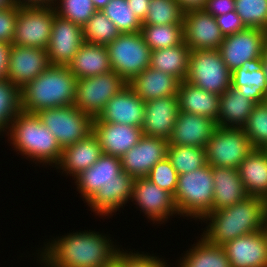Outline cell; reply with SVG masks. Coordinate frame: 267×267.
Instances as JSON below:
<instances>
[{"label":"cell","mask_w":267,"mask_h":267,"mask_svg":"<svg viewBox=\"0 0 267 267\" xmlns=\"http://www.w3.org/2000/svg\"><path fill=\"white\" fill-rule=\"evenodd\" d=\"M73 180L83 201L99 217L113 216L132 198L134 178L122 171L121 159L117 156L102 154Z\"/></svg>","instance_id":"6da1fadb"},{"label":"cell","mask_w":267,"mask_h":267,"mask_svg":"<svg viewBox=\"0 0 267 267\" xmlns=\"http://www.w3.org/2000/svg\"><path fill=\"white\" fill-rule=\"evenodd\" d=\"M110 238L91 230L64 234L44 244L37 261L44 267H111L120 247Z\"/></svg>","instance_id":"7a4b0ae2"},{"label":"cell","mask_w":267,"mask_h":267,"mask_svg":"<svg viewBox=\"0 0 267 267\" xmlns=\"http://www.w3.org/2000/svg\"><path fill=\"white\" fill-rule=\"evenodd\" d=\"M265 216L266 200L248 196L206 215L202 221L208 225L201 236L211 244L222 246L237 237L261 231Z\"/></svg>","instance_id":"3957f363"},{"label":"cell","mask_w":267,"mask_h":267,"mask_svg":"<svg viewBox=\"0 0 267 267\" xmlns=\"http://www.w3.org/2000/svg\"><path fill=\"white\" fill-rule=\"evenodd\" d=\"M77 79L68 66L50 65L20 89L21 111L36 114L41 110L74 105Z\"/></svg>","instance_id":"277c9868"},{"label":"cell","mask_w":267,"mask_h":267,"mask_svg":"<svg viewBox=\"0 0 267 267\" xmlns=\"http://www.w3.org/2000/svg\"><path fill=\"white\" fill-rule=\"evenodd\" d=\"M3 134L8 136L13 150L19 151L17 154L35 164L54 167L60 160L62 148L36 114L18 112Z\"/></svg>","instance_id":"5b68a950"},{"label":"cell","mask_w":267,"mask_h":267,"mask_svg":"<svg viewBox=\"0 0 267 267\" xmlns=\"http://www.w3.org/2000/svg\"><path fill=\"white\" fill-rule=\"evenodd\" d=\"M212 166L206 164L200 169L178 175L173 200L178 214L202 220L212 212L214 187Z\"/></svg>","instance_id":"8992f818"},{"label":"cell","mask_w":267,"mask_h":267,"mask_svg":"<svg viewBox=\"0 0 267 267\" xmlns=\"http://www.w3.org/2000/svg\"><path fill=\"white\" fill-rule=\"evenodd\" d=\"M106 47L111 69L127 83L150 67L151 50L141 32L121 33Z\"/></svg>","instance_id":"52a82bcc"},{"label":"cell","mask_w":267,"mask_h":267,"mask_svg":"<svg viewBox=\"0 0 267 267\" xmlns=\"http://www.w3.org/2000/svg\"><path fill=\"white\" fill-rule=\"evenodd\" d=\"M185 81L205 91L222 95L231 86V72L218 49L193 50Z\"/></svg>","instance_id":"ba28073f"},{"label":"cell","mask_w":267,"mask_h":267,"mask_svg":"<svg viewBox=\"0 0 267 267\" xmlns=\"http://www.w3.org/2000/svg\"><path fill=\"white\" fill-rule=\"evenodd\" d=\"M55 15L53 6L19 5L12 44L46 49Z\"/></svg>","instance_id":"9c48e42d"},{"label":"cell","mask_w":267,"mask_h":267,"mask_svg":"<svg viewBox=\"0 0 267 267\" xmlns=\"http://www.w3.org/2000/svg\"><path fill=\"white\" fill-rule=\"evenodd\" d=\"M36 115L63 149L92 133L93 119L74 105L41 110Z\"/></svg>","instance_id":"30bf717a"},{"label":"cell","mask_w":267,"mask_h":267,"mask_svg":"<svg viewBox=\"0 0 267 267\" xmlns=\"http://www.w3.org/2000/svg\"><path fill=\"white\" fill-rule=\"evenodd\" d=\"M205 149L208 165L238 169L254 148L243 128L217 126Z\"/></svg>","instance_id":"8fae6325"},{"label":"cell","mask_w":267,"mask_h":267,"mask_svg":"<svg viewBox=\"0 0 267 267\" xmlns=\"http://www.w3.org/2000/svg\"><path fill=\"white\" fill-rule=\"evenodd\" d=\"M126 85L127 82L113 70L77 79L74 106L92 119L97 118L107 102Z\"/></svg>","instance_id":"7c38bea8"},{"label":"cell","mask_w":267,"mask_h":267,"mask_svg":"<svg viewBox=\"0 0 267 267\" xmlns=\"http://www.w3.org/2000/svg\"><path fill=\"white\" fill-rule=\"evenodd\" d=\"M266 37L267 31L247 27L235 34L224 36L218 50L230 72L259 63Z\"/></svg>","instance_id":"4fadbf2b"},{"label":"cell","mask_w":267,"mask_h":267,"mask_svg":"<svg viewBox=\"0 0 267 267\" xmlns=\"http://www.w3.org/2000/svg\"><path fill=\"white\" fill-rule=\"evenodd\" d=\"M131 202L139 206L137 208H140L153 224H163L170 216L179 215L173 196L147 177L134 179Z\"/></svg>","instance_id":"5bb4252c"},{"label":"cell","mask_w":267,"mask_h":267,"mask_svg":"<svg viewBox=\"0 0 267 267\" xmlns=\"http://www.w3.org/2000/svg\"><path fill=\"white\" fill-rule=\"evenodd\" d=\"M50 65L46 49L11 44L6 79L21 89Z\"/></svg>","instance_id":"9a60e30c"},{"label":"cell","mask_w":267,"mask_h":267,"mask_svg":"<svg viewBox=\"0 0 267 267\" xmlns=\"http://www.w3.org/2000/svg\"><path fill=\"white\" fill-rule=\"evenodd\" d=\"M84 42L83 28L56 14L46 48L50 64L68 66Z\"/></svg>","instance_id":"2e32d148"},{"label":"cell","mask_w":267,"mask_h":267,"mask_svg":"<svg viewBox=\"0 0 267 267\" xmlns=\"http://www.w3.org/2000/svg\"><path fill=\"white\" fill-rule=\"evenodd\" d=\"M183 34L184 42L191 51L219 49L224 40L215 17L203 9L185 12Z\"/></svg>","instance_id":"e0dca14e"},{"label":"cell","mask_w":267,"mask_h":267,"mask_svg":"<svg viewBox=\"0 0 267 267\" xmlns=\"http://www.w3.org/2000/svg\"><path fill=\"white\" fill-rule=\"evenodd\" d=\"M168 140L143 135L120 159L122 171L135 178L147 177L152 167L167 156Z\"/></svg>","instance_id":"ac0fdd59"},{"label":"cell","mask_w":267,"mask_h":267,"mask_svg":"<svg viewBox=\"0 0 267 267\" xmlns=\"http://www.w3.org/2000/svg\"><path fill=\"white\" fill-rule=\"evenodd\" d=\"M145 102L126 85L115 94L92 123H115L142 127L144 122Z\"/></svg>","instance_id":"d6986e66"},{"label":"cell","mask_w":267,"mask_h":267,"mask_svg":"<svg viewBox=\"0 0 267 267\" xmlns=\"http://www.w3.org/2000/svg\"><path fill=\"white\" fill-rule=\"evenodd\" d=\"M179 113L177 95L165 96L145 102L142 133L148 137L168 140Z\"/></svg>","instance_id":"ffe728a7"},{"label":"cell","mask_w":267,"mask_h":267,"mask_svg":"<svg viewBox=\"0 0 267 267\" xmlns=\"http://www.w3.org/2000/svg\"><path fill=\"white\" fill-rule=\"evenodd\" d=\"M231 267H267V240L263 230L222 245Z\"/></svg>","instance_id":"44dd1931"},{"label":"cell","mask_w":267,"mask_h":267,"mask_svg":"<svg viewBox=\"0 0 267 267\" xmlns=\"http://www.w3.org/2000/svg\"><path fill=\"white\" fill-rule=\"evenodd\" d=\"M217 123L211 118L179 112L168 145L206 147Z\"/></svg>","instance_id":"7402d4cb"},{"label":"cell","mask_w":267,"mask_h":267,"mask_svg":"<svg viewBox=\"0 0 267 267\" xmlns=\"http://www.w3.org/2000/svg\"><path fill=\"white\" fill-rule=\"evenodd\" d=\"M92 133L103 154L120 158L143 136L140 127L115 123H92Z\"/></svg>","instance_id":"603a6c76"},{"label":"cell","mask_w":267,"mask_h":267,"mask_svg":"<svg viewBox=\"0 0 267 267\" xmlns=\"http://www.w3.org/2000/svg\"><path fill=\"white\" fill-rule=\"evenodd\" d=\"M102 154L97 138L91 133L85 139L63 148L60 160L54 167L74 178L96 163Z\"/></svg>","instance_id":"cb8c5ba5"},{"label":"cell","mask_w":267,"mask_h":267,"mask_svg":"<svg viewBox=\"0 0 267 267\" xmlns=\"http://www.w3.org/2000/svg\"><path fill=\"white\" fill-rule=\"evenodd\" d=\"M180 80L151 67L133 77L127 85L136 95L147 102L165 96L177 95Z\"/></svg>","instance_id":"d4e9b609"},{"label":"cell","mask_w":267,"mask_h":267,"mask_svg":"<svg viewBox=\"0 0 267 267\" xmlns=\"http://www.w3.org/2000/svg\"><path fill=\"white\" fill-rule=\"evenodd\" d=\"M179 112L211 118L218 126L220 95L181 81L177 92Z\"/></svg>","instance_id":"484cf974"},{"label":"cell","mask_w":267,"mask_h":267,"mask_svg":"<svg viewBox=\"0 0 267 267\" xmlns=\"http://www.w3.org/2000/svg\"><path fill=\"white\" fill-rule=\"evenodd\" d=\"M248 196L267 199V150L253 149L238 167Z\"/></svg>","instance_id":"4316f807"},{"label":"cell","mask_w":267,"mask_h":267,"mask_svg":"<svg viewBox=\"0 0 267 267\" xmlns=\"http://www.w3.org/2000/svg\"><path fill=\"white\" fill-rule=\"evenodd\" d=\"M214 199L212 211L243 201L248 194L241 182L238 169L212 167Z\"/></svg>","instance_id":"83f0119b"},{"label":"cell","mask_w":267,"mask_h":267,"mask_svg":"<svg viewBox=\"0 0 267 267\" xmlns=\"http://www.w3.org/2000/svg\"><path fill=\"white\" fill-rule=\"evenodd\" d=\"M68 68L76 79L93 77L111 71L107 47L84 42L68 64Z\"/></svg>","instance_id":"f1b7e54d"},{"label":"cell","mask_w":267,"mask_h":267,"mask_svg":"<svg viewBox=\"0 0 267 267\" xmlns=\"http://www.w3.org/2000/svg\"><path fill=\"white\" fill-rule=\"evenodd\" d=\"M256 104L237 88L230 86L219 101L218 126L242 128Z\"/></svg>","instance_id":"f546056e"},{"label":"cell","mask_w":267,"mask_h":267,"mask_svg":"<svg viewBox=\"0 0 267 267\" xmlns=\"http://www.w3.org/2000/svg\"><path fill=\"white\" fill-rule=\"evenodd\" d=\"M190 53L184 41L176 46L152 50L150 67L184 81L189 71Z\"/></svg>","instance_id":"4dcf8cb0"},{"label":"cell","mask_w":267,"mask_h":267,"mask_svg":"<svg viewBox=\"0 0 267 267\" xmlns=\"http://www.w3.org/2000/svg\"><path fill=\"white\" fill-rule=\"evenodd\" d=\"M231 86L256 105L264 103L267 97V81L261 63L240 67L231 72Z\"/></svg>","instance_id":"1f68e13d"},{"label":"cell","mask_w":267,"mask_h":267,"mask_svg":"<svg viewBox=\"0 0 267 267\" xmlns=\"http://www.w3.org/2000/svg\"><path fill=\"white\" fill-rule=\"evenodd\" d=\"M191 245L180 261L178 267H231V263L222 246L207 242L202 236Z\"/></svg>","instance_id":"d6a6232c"},{"label":"cell","mask_w":267,"mask_h":267,"mask_svg":"<svg viewBox=\"0 0 267 267\" xmlns=\"http://www.w3.org/2000/svg\"><path fill=\"white\" fill-rule=\"evenodd\" d=\"M167 158L178 175L200 169L207 164L204 147L168 145Z\"/></svg>","instance_id":"836d02e7"},{"label":"cell","mask_w":267,"mask_h":267,"mask_svg":"<svg viewBox=\"0 0 267 267\" xmlns=\"http://www.w3.org/2000/svg\"><path fill=\"white\" fill-rule=\"evenodd\" d=\"M140 32L151 51L176 46L184 41L183 24L142 25Z\"/></svg>","instance_id":"e575fe53"},{"label":"cell","mask_w":267,"mask_h":267,"mask_svg":"<svg viewBox=\"0 0 267 267\" xmlns=\"http://www.w3.org/2000/svg\"><path fill=\"white\" fill-rule=\"evenodd\" d=\"M82 28L85 42L104 46L113 42L121 34L102 10H96Z\"/></svg>","instance_id":"d590c367"},{"label":"cell","mask_w":267,"mask_h":267,"mask_svg":"<svg viewBox=\"0 0 267 267\" xmlns=\"http://www.w3.org/2000/svg\"><path fill=\"white\" fill-rule=\"evenodd\" d=\"M184 14L175 0H151L142 25L183 24Z\"/></svg>","instance_id":"8d00e7d4"},{"label":"cell","mask_w":267,"mask_h":267,"mask_svg":"<svg viewBox=\"0 0 267 267\" xmlns=\"http://www.w3.org/2000/svg\"><path fill=\"white\" fill-rule=\"evenodd\" d=\"M102 12L115 24L120 33L141 31L142 22L127 4L126 0H110Z\"/></svg>","instance_id":"74e56055"},{"label":"cell","mask_w":267,"mask_h":267,"mask_svg":"<svg viewBox=\"0 0 267 267\" xmlns=\"http://www.w3.org/2000/svg\"><path fill=\"white\" fill-rule=\"evenodd\" d=\"M21 111L20 89L7 79H0V135Z\"/></svg>","instance_id":"f35d334b"},{"label":"cell","mask_w":267,"mask_h":267,"mask_svg":"<svg viewBox=\"0 0 267 267\" xmlns=\"http://www.w3.org/2000/svg\"><path fill=\"white\" fill-rule=\"evenodd\" d=\"M242 128L254 149H267V105L257 104Z\"/></svg>","instance_id":"ab89813d"},{"label":"cell","mask_w":267,"mask_h":267,"mask_svg":"<svg viewBox=\"0 0 267 267\" xmlns=\"http://www.w3.org/2000/svg\"><path fill=\"white\" fill-rule=\"evenodd\" d=\"M234 3L245 27L267 31V0H235Z\"/></svg>","instance_id":"60d3db41"},{"label":"cell","mask_w":267,"mask_h":267,"mask_svg":"<svg viewBox=\"0 0 267 267\" xmlns=\"http://www.w3.org/2000/svg\"><path fill=\"white\" fill-rule=\"evenodd\" d=\"M53 7L58 16L70 20L81 27L96 12L92 0H55Z\"/></svg>","instance_id":"b9f144b4"},{"label":"cell","mask_w":267,"mask_h":267,"mask_svg":"<svg viewBox=\"0 0 267 267\" xmlns=\"http://www.w3.org/2000/svg\"><path fill=\"white\" fill-rule=\"evenodd\" d=\"M147 178L174 196L177 188L178 174L167 156L152 167Z\"/></svg>","instance_id":"7bdbcfd3"},{"label":"cell","mask_w":267,"mask_h":267,"mask_svg":"<svg viewBox=\"0 0 267 267\" xmlns=\"http://www.w3.org/2000/svg\"><path fill=\"white\" fill-rule=\"evenodd\" d=\"M124 251L120 249L115 257L114 265L116 267H169L166 260L162 257L154 256V254L138 251Z\"/></svg>","instance_id":"ee69618b"},{"label":"cell","mask_w":267,"mask_h":267,"mask_svg":"<svg viewBox=\"0 0 267 267\" xmlns=\"http://www.w3.org/2000/svg\"><path fill=\"white\" fill-rule=\"evenodd\" d=\"M19 4L0 9V42L12 44Z\"/></svg>","instance_id":"f6af8a7d"},{"label":"cell","mask_w":267,"mask_h":267,"mask_svg":"<svg viewBox=\"0 0 267 267\" xmlns=\"http://www.w3.org/2000/svg\"><path fill=\"white\" fill-rule=\"evenodd\" d=\"M215 19L224 36L235 34L246 28L235 11H230L229 13L217 16Z\"/></svg>","instance_id":"bcb514c9"},{"label":"cell","mask_w":267,"mask_h":267,"mask_svg":"<svg viewBox=\"0 0 267 267\" xmlns=\"http://www.w3.org/2000/svg\"><path fill=\"white\" fill-rule=\"evenodd\" d=\"M235 0H207L203 10L213 17L235 11Z\"/></svg>","instance_id":"7dc6e473"},{"label":"cell","mask_w":267,"mask_h":267,"mask_svg":"<svg viewBox=\"0 0 267 267\" xmlns=\"http://www.w3.org/2000/svg\"><path fill=\"white\" fill-rule=\"evenodd\" d=\"M138 19L143 22L147 16L151 0H126Z\"/></svg>","instance_id":"c3c4849f"},{"label":"cell","mask_w":267,"mask_h":267,"mask_svg":"<svg viewBox=\"0 0 267 267\" xmlns=\"http://www.w3.org/2000/svg\"><path fill=\"white\" fill-rule=\"evenodd\" d=\"M11 44L0 42V79H6Z\"/></svg>","instance_id":"681fc988"},{"label":"cell","mask_w":267,"mask_h":267,"mask_svg":"<svg viewBox=\"0 0 267 267\" xmlns=\"http://www.w3.org/2000/svg\"><path fill=\"white\" fill-rule=\"evenodd\" d=\"M184 12L201 10L205 7L207 0H175Z\"/></svg>","instance_id":"f907efd6"},{"label":"cell","mask_w":267,"mask_h":267,"mask_svg":"<svg viewBox=\"0 0 267 267\" xmlns=\"http://www.w3.org/2000/svg\"><path fill=\"white\" fill-rule=\"evenodd\" d=\"M19 5L53 6L55 0H15Z\"/></svg>","instance_id":"816d5d0a"},{"label":"cell","mask_w":267,"mask_h":267,"mask_svg":"<svg viewBox=\"0 0 267 267\" xmlns=\"http://www.w3.org/2000/svg\"><path fill=\"white\" fill-rule=\"evenodd\" d=\"M260 63L263 66L264 74L266 76V81H267V37L263 45V53Z\"/></svg>","instance_id":"f5cc1de1"},{"label":"cell","mask_w":267,"mask_h":267,"mask_svg":"<svg viewBox=\"0 0 267 267\" xmlns=\"http://www.w3.org/2000/svg\"><path fill=\"white\" fill-rule=\"evenodd\" d=\"M96 10H102L110 0H92Z\"/></svg>","instance_id":"db71d44e"},{"label":"cell","mask_w":267,"mask_h":267,"mask_svg":"<svg viewBox=\"0 0 267 267\" xmlns=\"http://www.w3.org/2000/svg\"><path fill=\"white\" fill-rule=\"evenodd\" d=\"M16 3L15 0H0V9H6Z\"/></svg>","instance_id":"11a10c76"},{"label":"cell","mask_w":267,"mask_h":267,"mask_svg":"<svg viewBox=\"0 0 267 267\" xmlns=\"http://www.w3.org/2000/svg\"><path fill=\"white\" fill-rule=\"evenodd\" d=\"M263 232H264V234H265V236H266V240H267V214H266V216H265V221H264V225H263Z\"/></svg>","instance_id":"9f6ffc18"}]
</instances>
